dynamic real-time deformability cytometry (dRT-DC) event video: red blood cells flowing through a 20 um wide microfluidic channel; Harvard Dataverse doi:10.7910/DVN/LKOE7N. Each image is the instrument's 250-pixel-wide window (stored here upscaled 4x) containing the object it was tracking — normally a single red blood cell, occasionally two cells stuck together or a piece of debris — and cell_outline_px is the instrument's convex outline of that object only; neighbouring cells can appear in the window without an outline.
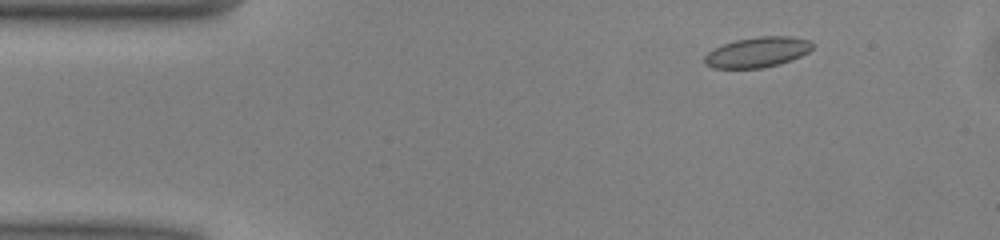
{"species": "common noctule bat (a hibernating species)", "species_latin": "Nyctalus noctula", "temperature_condition": "warm", "stored_images_in_passage": 40, "camera_frame_rate_fps": 3000, "um_per_image_px": 0.085, "animal": {"sex": "male", "body_mass_g": 13.0, "forearm_length_mm": 53.1}, "frame": {"image": 1, "passage_image": 6, "time_ms": 1.667, "image_size_px": [1000, 240], "cell_outline_px": [[812, 48], [808, 52], [792, 60], [780, 64], [764, 68], [712, 68], [704, 64], [704, 56], [708, 52], [724, 44], [736, 40], [760, 36], [792, 36], [812, 40]], "centroid_in_image_um": [64.4, 4.44], "position_along_channel_um": 20.6, "area_um2": 19.13}}
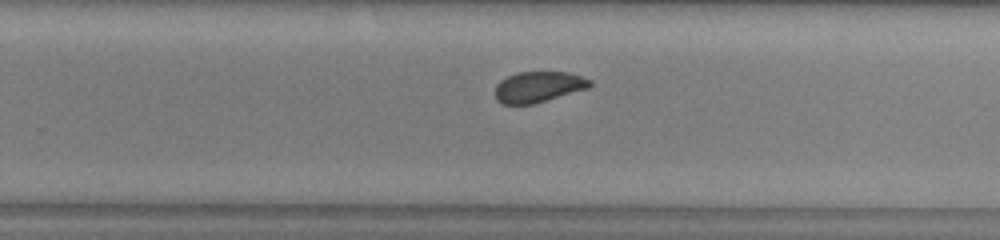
{"frame": {"image": 2, "passage_image": 31, "time_ms": 10.0, "image_size_px": [1000, 240], "cell_outline_px": [[592, 84], [588, 88], [532, 104], [500, 104], [496, 100], [496, 84], [500, 80], [516, 72], [568, 72], [592, 80]], "centroid_in_image_um": [45.74, 7.38], "position_along_channel_um": 284.1, "area_um2": 16.94}}
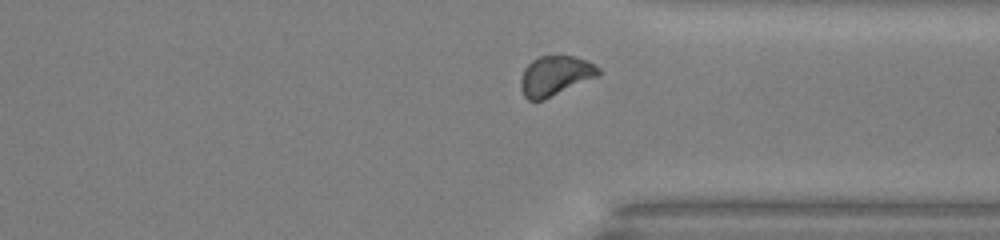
{"frame": {"image": 3, "passage_image": 37, "time_ms": 12.0, "image_size_px": [1000, 240], "cell_outline_px": [[604, 72], [600, 76], [544, 100], [528, 100], [524, 96], [520, 88], [520, 80], [524, 68], [532, 60], [540, 56], [572, 56], [584, 60], [600, 68]], "centroid_in_image_um": [47.21, 6.46], "position_along_channel_um": 364.2, "area_um2": 18.21}, "authors_computed_cell_mechanics": {"area_um2": 18.2359, "velocity_mm_per_s": 4.0398, "shape_relaxation_time_tau1_ms": 4.447, "shape_relaxation_time_tau2_ms": 0.9011, "deformation_change_tau1": 0.0917, "deformation_change_tau2": 0.0583}}